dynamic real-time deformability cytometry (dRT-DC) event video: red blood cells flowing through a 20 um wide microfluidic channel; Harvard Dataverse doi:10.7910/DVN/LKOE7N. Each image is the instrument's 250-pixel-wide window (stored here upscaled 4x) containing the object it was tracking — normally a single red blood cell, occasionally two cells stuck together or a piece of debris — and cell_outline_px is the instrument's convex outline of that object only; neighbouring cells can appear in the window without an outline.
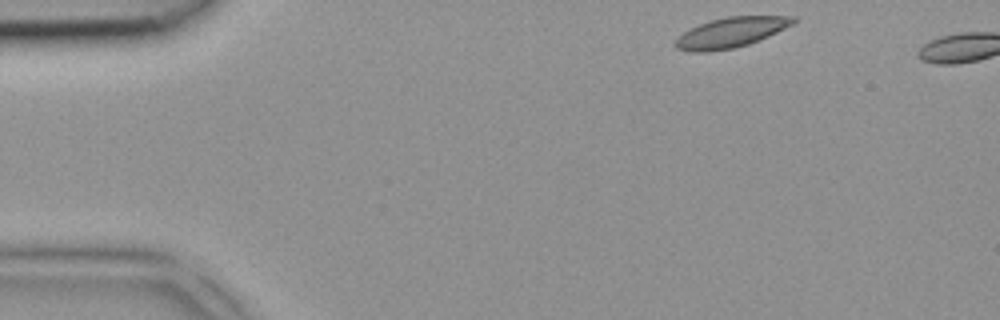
{"species": "common noctule bat (a hibernating species)", "species_latin": "Nyctalus noctula", "temperature_condition": "room temperature", "stored_images_in_passage": 2, "camera_frame_rate_fps": 3000, "um_per_image_px": 0.085, "animal": {"sex": "female", "body_mass_g": 18.4}, "frame": {"image": 1, "passage_image": 1, "time_ms": 0.0, "image_size_px": [1000, 320], "cell_outline_px": [[796, 20], [792, 24], [768, 36], [748, 44], [732, 48], [708, 52], [688, 52], [676, 48], [672, 44], [684, 32], [700, 24], [712, 20], [728, 16], [796, 16]], "centroid_in_image_um": [62.1, 2.77], "position_along_channel_um": 22.9, "area_um2": 20.4}}